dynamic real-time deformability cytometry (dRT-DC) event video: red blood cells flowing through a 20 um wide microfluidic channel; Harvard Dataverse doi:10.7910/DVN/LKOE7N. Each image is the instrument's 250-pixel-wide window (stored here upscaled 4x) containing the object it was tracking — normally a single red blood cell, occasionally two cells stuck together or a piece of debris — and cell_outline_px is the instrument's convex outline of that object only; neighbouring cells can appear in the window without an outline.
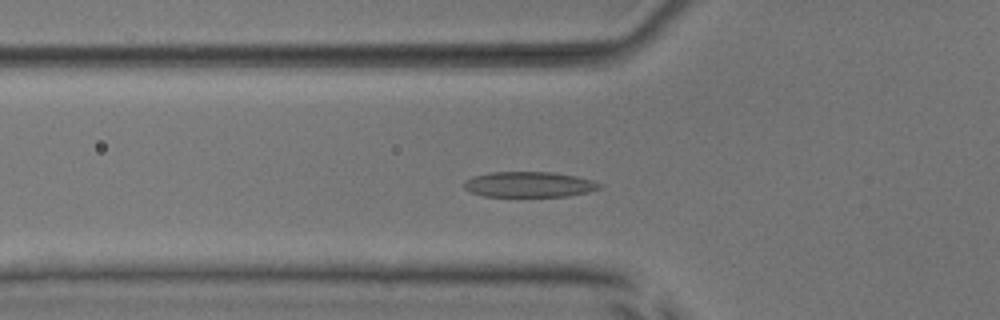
{"species": "common noctule bat (a hibernating species)", "species_latin": "Nyctalus noctula", "temperature_condition": "room temperature", "stored_images_in_passage": 52, "camera_frame_rate_fps": 3000, "um_per_image_px": 0.085, "animal": {"sex": "male", "body_mass_g": 17.9, "forearm_length_mm": 54.2}, "frame": {"image": 1, "passage_image": 18, "time_ms": 5.667, "image_size_px": [1000, 320], "cell_outline_px": [[604, 184], [600, 188], [588, 192], [564, 196], [484, 196], [472, 192], [464, 188], [464, 180], [472, 176], [492, 172], [552, 172], [576, 176], [592, 180]], "centroid_in_image_um": [44.97, 15.67], "position_along_channel_um": 80.8, "area_um2": 20.06}}
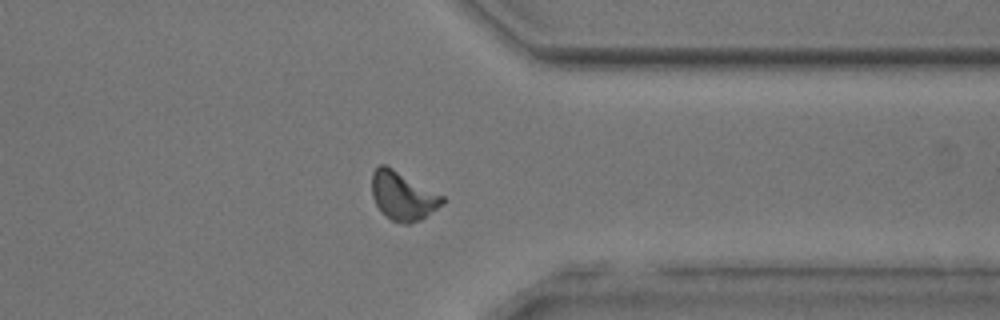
{"frame": {"image": 2, "passage_image": 41, "time_ms": 13.333, "image_size_px": [1000, 320], "cell_outline_px": [[444, 204], [420, 220], [408, 224], [404, 224], [392, 220], [376, 204], [372, 196], [372, 172], [380, 164], [384, 164], [392, 168], [444, 196]], "centroid_in_image_um": [34.25, 16.65], "position_along_channel_um": 377.1, "area_um2": 19.59}}
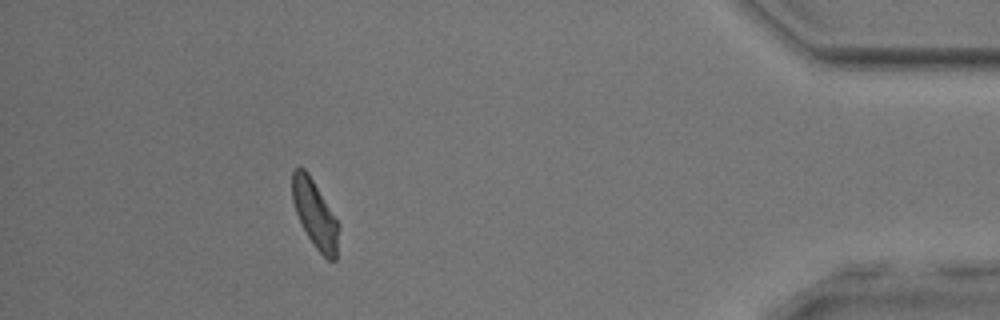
{"frame": {"image": 3, "passage_image": 47, "time_ms": 15.333, "image_size_px": [1000, 320], "cell_outline_px": [[340, 228], [336, 260], [328, 260], [316, 248], [308, 236], [296, 212], [292, 200], [292, 172], [296, 168], [304, 168], [308, 172], [336, 220]], "centroid_in_image_um": [26.77, 18.21], "position_along_channel_um": 408.4, "area_um2": 17.8}, "authors_computed_cell_mechanics": {"area_um2": 19.8254, "velocity_mm_per_s": 3.9138, "shape_relaxation_time_tau1_ms": 2.861, "shape_relaxation_time_tau2_ms": 2.7589, "deformation_change_tau1": 0.1217, "deformation_change_tau2": 0.0906}}